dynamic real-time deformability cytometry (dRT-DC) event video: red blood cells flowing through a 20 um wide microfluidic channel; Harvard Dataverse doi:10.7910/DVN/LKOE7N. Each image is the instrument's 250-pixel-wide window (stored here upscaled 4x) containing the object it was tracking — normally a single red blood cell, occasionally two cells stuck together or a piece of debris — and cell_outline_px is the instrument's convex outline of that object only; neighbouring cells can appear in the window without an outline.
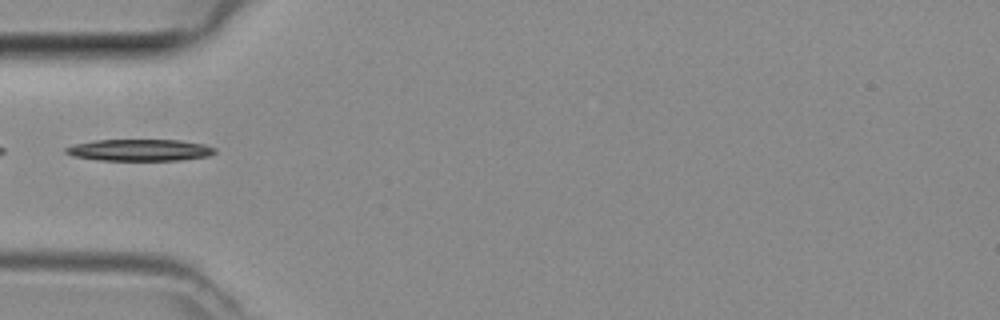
{"species": "common noctule bat (a hibernating species)", "species_latin": "Nyctalus noctula", "temperature_condition": "room temperature", "stored_images_in_passage": 26, "camera_frame_rate_fps": 3000, "um_per_image_px": 0.085, "animal": {"sex": "female", "body_mass_g": 29.2, "forearm_length_mm": 56.3}, "frame": {"image": 1, "passage_image": 1, "time_ms": 0.0, "image_size_px": [1000, 320], "cell_outline_px": [[216, 152], [212, 156], [180, 160], [100, 160], [72, 156], [64, 152], [64, 148], [76, 144], [96, 140], [180, 140], [204, 144], [216, 148]], "centroid_in_image_um": [11.92, 12.76], "position_along_channel_um": 73.1, "area_um2": 18.9}}
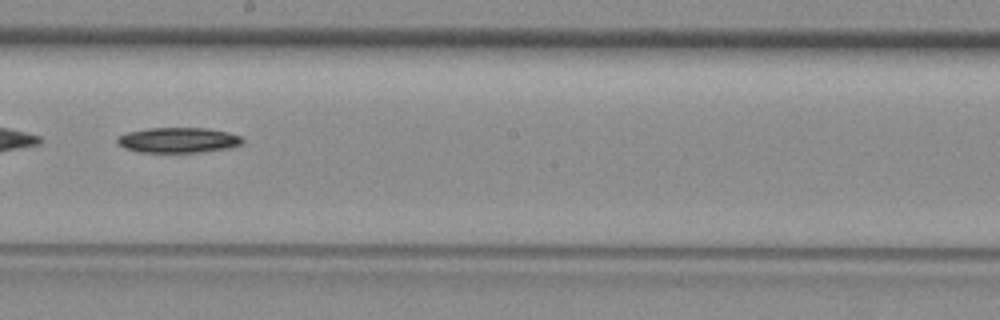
{"frame": {"image": 2, "passage_image": 12, "time_ms": 3.667, "image_size_px": [1000, 320], "cell_outline_px": [[244, 140], [240, 144], [228, 148], [200, 152], [140, 152], [124, 148], [116, 140], [120, 136], [128, 132], [148, 128], [204, 128], [228, 132], [240, 136]], "centroid_in_image_um": [15.15, 11.91], "position_along_channel_um": 233.0, "area_um2": 18.21}}
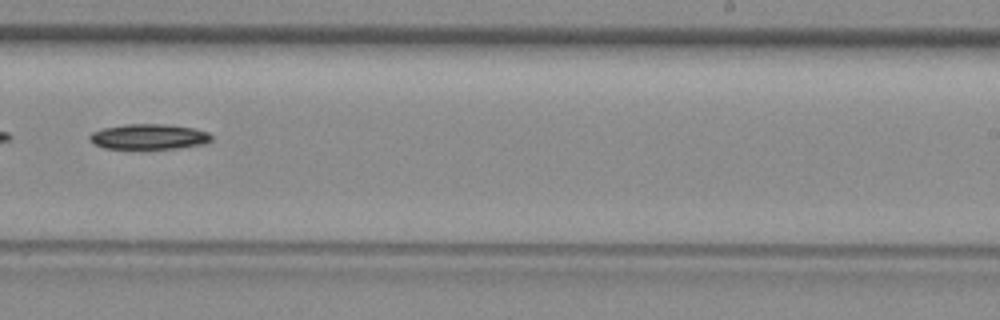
{"frame": {"image": 3, "passage_image": 15, "time_ms": 4.667, "image_size_px": [1000, 320], "cell_outline_px": [[212, 140], [204, 144], [180, 148], [104, 148], [88, 140], [88, 136], [92, 132], [104, 128], [124, 124], [164, 124], [192, 128], [208, 132], [212, 136]], "centroid_in_image_um": [12.66, 11.61], "position_along_channel_um": 276.3, "area_um2": 17.86}}